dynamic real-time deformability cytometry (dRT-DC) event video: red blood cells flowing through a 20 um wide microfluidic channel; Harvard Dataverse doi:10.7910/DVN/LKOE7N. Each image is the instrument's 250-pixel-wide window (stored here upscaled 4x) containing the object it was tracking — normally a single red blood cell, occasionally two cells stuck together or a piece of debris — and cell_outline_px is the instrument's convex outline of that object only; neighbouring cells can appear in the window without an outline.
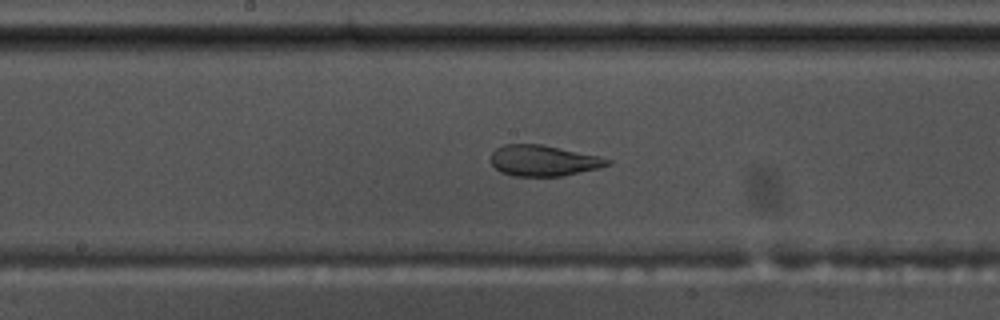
{"species": "common noctule bat (a hibernating species)", "species_latin": "Nyctalus noctula", "temperature_condition": "warm", "stored_images_in_passage": 51, "camera_frame_rate_fps": 3000, "um_per_image_px": 0.085, "animal": {"sex": "male", "body_mass_g": 17.5, "forearm_length_mm": 52.3}, "frame": {"image": 1, "passage_image": 26, "time_ms": 8.333, "image_size_px": [1000, 320], "cell_outline_px": [[612, 164], [596, 168], [560, 176], [512, 176], [500, 172], [492, 164], [492, 152], [496, 148], [504, 144], [544, 144], [600, 156], [612, 160]], "centroid_in_image_um": [46.19, 13.64], "position_along_channel_um": 202.0, "area_um2": 20.98}}
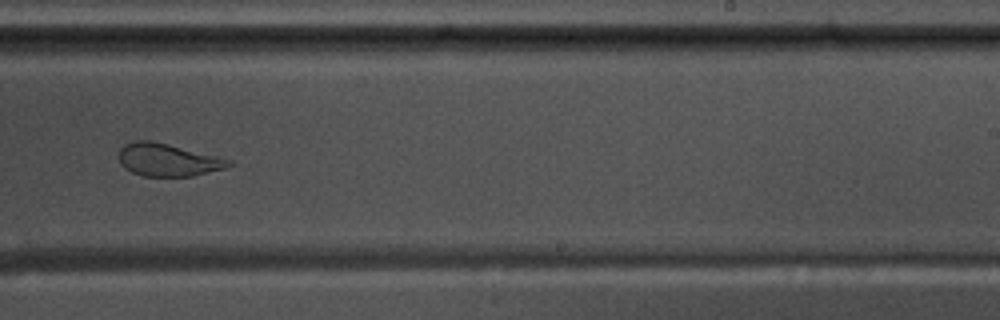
{"frame": {"image": 2, "passage_image": 32, "time_ms": 10.333, "image_size_px": [1000, 320], "cell_outline_px": [[232, 164], [228, 168], [192, 176], [144, 176], [132, 172], [124, 168], [120, 164], [120, 148], [124, 144], [132, 140], [152, 140], [232, 160]], "centroid_in_image_um": [14.26, 13.59], "position_along_channel_um": 274.7, "area_um2": 20.92}}
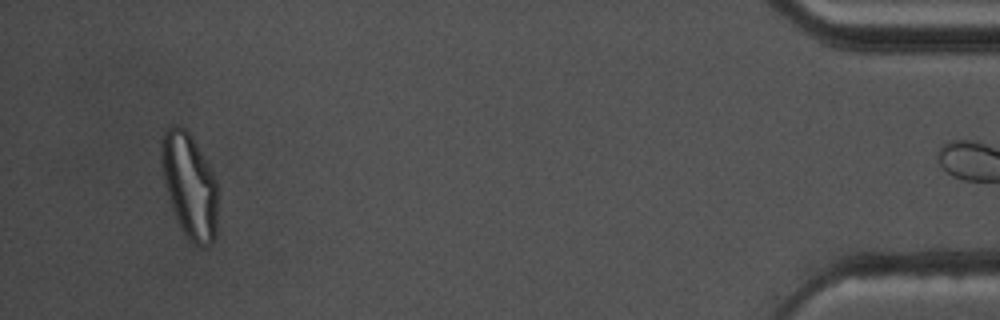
{"frame": {"image": 3, "passage_image": 50, "time_ms": 16.333, "image_size_px": [1000, 320], "cell_outline_px": [[220, 188], [216, 240], [204, 248], [200, 248], [192, 244], [188, 240], [180, 228], [176, 220], [164, 180], [160, 156], [160, 140], [164, 132], [172, 124], [180, 124], [188, 132], [208, 164]], "centroid_in_image_um": [16.15, 15.84], "position_along_channel_um": 419.1, "area_um2": 35.37}}